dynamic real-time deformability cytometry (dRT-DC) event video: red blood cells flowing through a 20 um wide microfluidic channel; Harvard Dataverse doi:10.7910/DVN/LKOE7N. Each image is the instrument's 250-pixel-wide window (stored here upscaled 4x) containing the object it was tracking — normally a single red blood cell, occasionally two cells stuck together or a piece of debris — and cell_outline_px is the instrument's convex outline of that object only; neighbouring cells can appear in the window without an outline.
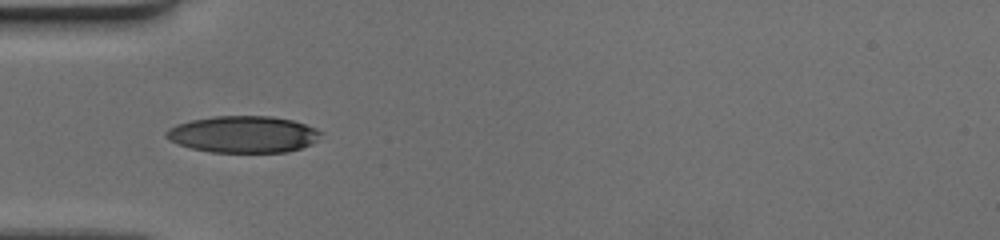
{"species": "human", "species_latin": "Homo sapiens", "temperature_condition": "cold", "stored_images_in_passage": 22, "camera_frame_rate_fps": 3000, "um_per_image_px": 0.085, "donor": {"sex": "female"}, "frame": {"image": 1, "passage_image": 1, "time_ms": 0.0, "image_size_px": [1000, 240], "cell_outline_px": [[324, 132], [312, 144], [300, 148], [284, 152], [212, 152], [192, 148], [180, 144], [164, 136], [164, 132], [168, 128], [176, 124], [192, 120], [212, 116], [272, 116], [292, 120], [316, 128]], "centroid_in_image_um": [20.69, 11.41], "position_along_channel_um": 64.3, "area_um2": 33.0}}
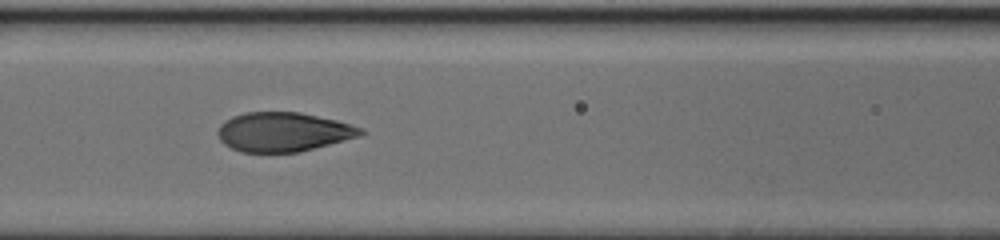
{"frame": {"image": 2, "passage_image": 7, "time_ms": 2.0, "image_size_px": [1000, 240], "cell_outline_px": [[368, 132], [360, 136], [300, 152], [240, 152], [224, 144], [220, 140], [216, 132], [220, 124], [224, 120], [232, 116], [244, 112], [300, 112], [336, 120], [360, 128]], "centroid_in_image_um": [24.04, 11.21], "position_along_channel_um": 142.6, "area_um2": 32.77}}
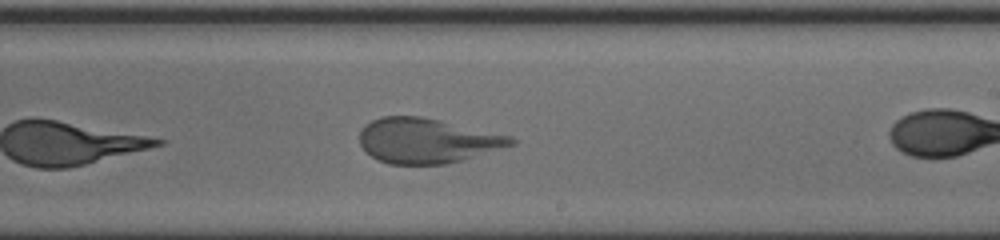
{"frame": {"image": 3, "passage_image": 12, "time_ms": 3.667, "image_size_px": [1000, 240], "cell_outline_px": [[516, 144], [460, 160], [444, 164], [388, 164], [376, 160], [360, 144], [360, 132], [364, 124], [380, 116], [420, 116], [440, 120], [512, 136], [516, 140]], "centroid_in_image_um": [36.28, 11.95], "position_along_channel_um": 252.7, "area_um2": 39.48}}